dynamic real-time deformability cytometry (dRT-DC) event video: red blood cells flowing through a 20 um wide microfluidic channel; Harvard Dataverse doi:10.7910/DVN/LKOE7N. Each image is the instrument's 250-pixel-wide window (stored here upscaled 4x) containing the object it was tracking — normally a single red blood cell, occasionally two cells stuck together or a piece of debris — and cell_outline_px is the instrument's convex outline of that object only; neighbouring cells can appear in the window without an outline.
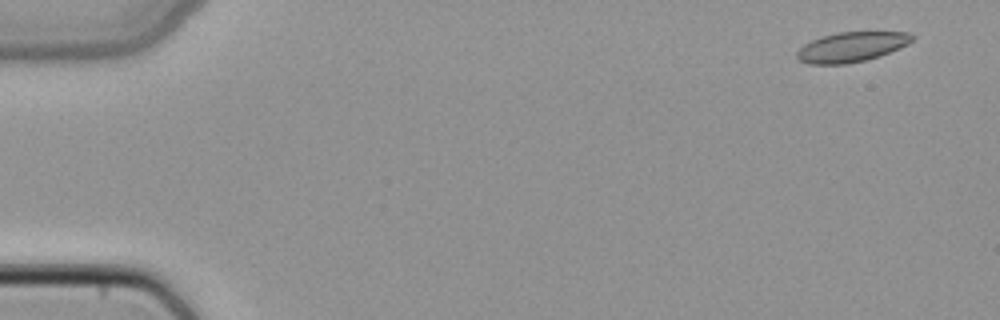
{"species": "common noctule bat (a hibernating species)", "species_latin": "Nyctalus noctula", "temperature_condition": "cold", "stored_images_in_passage": 4, "camera_frame_rate_fps": 3000, "um_per_image_px": 0.085, "animal": {"sex": "female", "body_mass_g": 22.7, "forearm_length_mm": 54.2}, "frame": {"image": 1, "passage_image": 1, "time_ms": 0.0, "image_size_px": [1000, 320], "cell_outline_px": [[916, 36], [908, 44], [900, 48], [880, 56], [848, 64], [808, 64], [800, 60], [796, 56], [796, 52], [804, 44], [812, 40], [836, 32], [908, 32]], "centroid_in_image_um": [72.39, 3.99], "position_along_channel_um": 12.6, "area_um2": 20.06}}
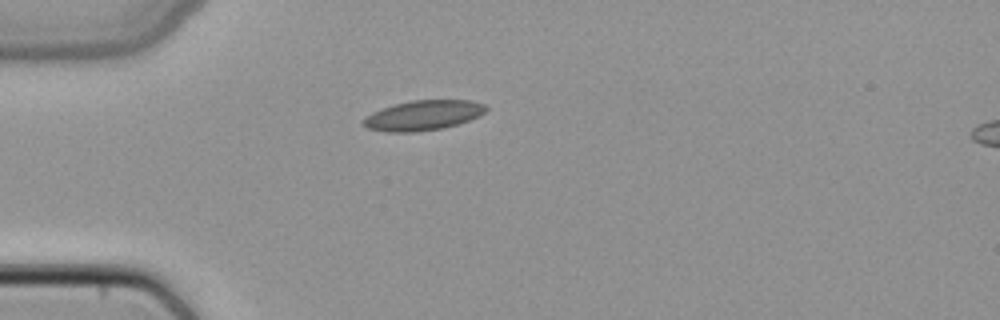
{"frame": {"image": 2, "passage_image": 4, "time_ms": 1.0, "image_size_px": [1000, 320], "cell_outline_px": [[488, 108], [480, 116], [444, 128], [416, 132], [388, 132], [368, 128], [360, 124], [360, 120], [372, 112], [396, 104], [412, 100], [472, 100], [484, 104]], "centroid_in_image_um": [35.95, 9.81], "position_along_channel_um": 49.1, "area_um2": 21.44}}